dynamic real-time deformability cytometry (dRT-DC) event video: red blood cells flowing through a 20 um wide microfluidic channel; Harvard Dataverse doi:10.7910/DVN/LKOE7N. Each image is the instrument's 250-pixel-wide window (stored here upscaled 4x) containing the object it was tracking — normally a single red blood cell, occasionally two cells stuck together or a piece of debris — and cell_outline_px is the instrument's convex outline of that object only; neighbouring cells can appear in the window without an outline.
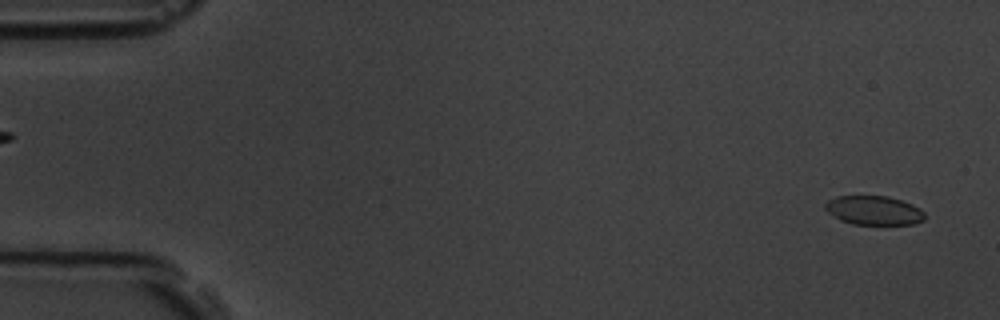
{"species": "common noctule bat (a hibernating species)", "species_latin": "Nyctalus noctula", "temperature_condition": "room temperature", "stored_images_in_passage": 11, "camera_frame_rate_fps": 3000, "um_per_image_px": 0.085, "animal": {"sex": "male", "body_mass_g": 19.5, "forearm_length_mm": 54.6}, "frame": {"image": 1, "passage_image": 2, "time_ms": 0.333, "image_size_px": [1000, 320], "cell_outline_px": [[924, 220], [916, 224], [852, 224], [840, 220], [828, 212], [824, 208], [824, 204], [828, 200], [836, 196], [888, 196], [912, 204], [920, 208], [924, 212]], "centroid_in_image_um": [74.27, 17.88], "position_along_channel_um": 10.7, "area_um2": 16.88}}